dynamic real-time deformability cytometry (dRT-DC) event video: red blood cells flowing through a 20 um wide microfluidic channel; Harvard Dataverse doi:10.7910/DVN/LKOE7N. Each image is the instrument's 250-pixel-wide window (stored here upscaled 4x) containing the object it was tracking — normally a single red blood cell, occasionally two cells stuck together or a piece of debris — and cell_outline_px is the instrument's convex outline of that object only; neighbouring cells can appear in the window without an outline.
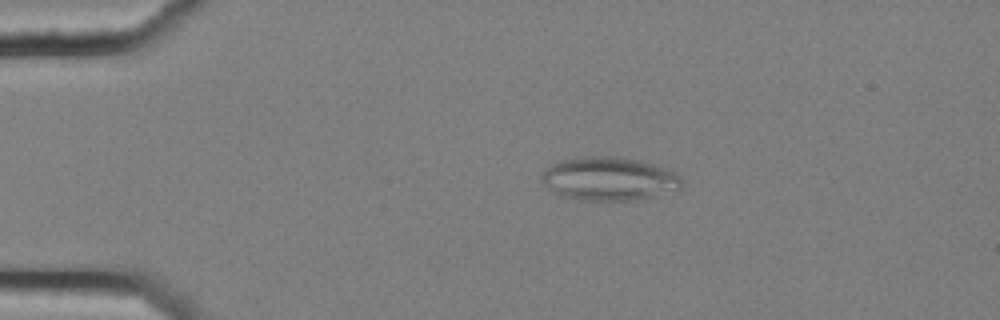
{"species": "common noctule bat (a hibernating species)", "species_latin": "Nyctalus noctula", "temperature_condition": "cold", "stored_images_in_passage": 5, "camera_frame_rate_fps": 3000, "um_per_image_px": 0.085, "animal": {"sex": "female", "body_mass_g": 25.1}, "frame": {"image": 1, "passage_image": 4, "time_ms": 1.0, "image_size_px": [1000, 320], "cell_outline_px": [[680, 188], [640, 200], [576, 200], [556, 196], [540, 180], [540, 176], [556, 160], [584, 156], [616, 156], [640, 160], [676, 172], [680, 176]], "centroid_in_image_um": [51.69, 15.2], "position_along_channel_um": 33.3, "area_um2": 35.84}}